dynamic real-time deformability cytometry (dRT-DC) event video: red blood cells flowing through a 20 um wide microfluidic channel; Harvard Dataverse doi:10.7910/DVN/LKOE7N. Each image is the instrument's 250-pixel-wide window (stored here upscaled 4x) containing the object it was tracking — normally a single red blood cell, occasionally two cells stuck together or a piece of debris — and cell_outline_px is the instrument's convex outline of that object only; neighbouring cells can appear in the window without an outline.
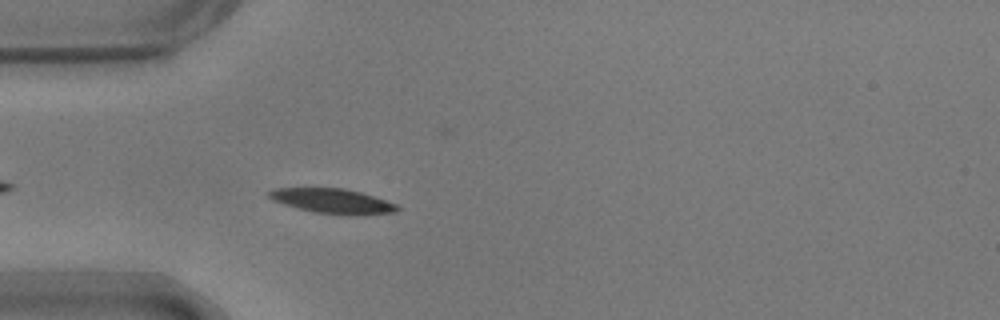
{"species": "common noctule bat (a hibernating species)", "species_latin": "Nyctalus noctula", "temperature_condition": "warm", "stored_images_in_passage": 32, "camera_frame_rate_fps": 3000, "um_per_image_px": 0.085, "animal": {"sex": "male", "body_mass_g": 17.9}, "frame": {"image": 1, "passage_image": 4, "time_ms": 1.0, "image_size_px": [1000, 320], "cell_outline_px": [[400, 208], [396, 212], [312, 212], [284, 204], [272, 200], [268, 196], [268, 192], [276, 188], [344, 188], [360, 192], [396, 204]], "centroid_in_image_um": [28.14, 17.03], "position_along_channel_um": 56.9, "area_um2": 17.28}}
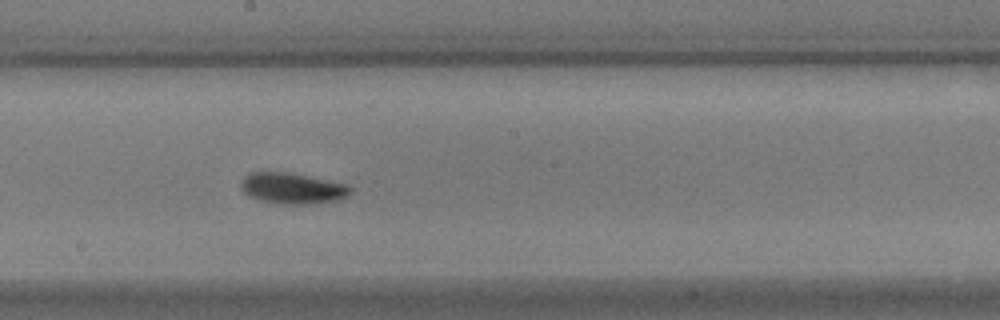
{"frame": {"image": 2, "passage_image": 18, "time_ms": 5.667, "image_size_px": [1000, 320], "cell_outline_px": [[352, 188], [348, 196], [336, 200], [304, 204], [280, 204], [256, 200], [248, 196], [240, 188], [240, 180], [248, 172], [292, 172], [348, 184]], "centroid_in_image_um": [24.8, 15.99], "position_along_channel_um": 223.4, "area_um2": 20.11}}
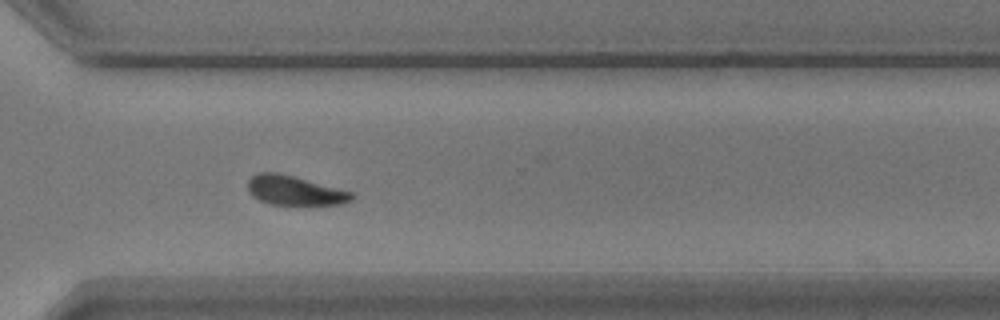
{"frame": {"image": 3, "passage_image": 28, "time_ms": 9.0, "image_size_px": [1000, 320], "cell_outline_px": [[352, 200], [344, 204], [268, 204], [252, 196], [248, 192], [248, 180], [252, 176], [260, 172], [276, 172], [292, 176], [352, 192]], "centroid_in_image_um": [25.0, 16.19], "position_along_channel_um": 345.6, "area_um2": 17.46}, "authors_computed_cell_mechanics": {"area_um2": 18.5249, "velocity_mm_per_s": 3.6678, "shape_relaxation_time_tau1_ms": 2.239, "shape_relaxation_time_tau2_ms": null, "deformation_change_tau1": 0.135, "deformation_change_tau2": null}}